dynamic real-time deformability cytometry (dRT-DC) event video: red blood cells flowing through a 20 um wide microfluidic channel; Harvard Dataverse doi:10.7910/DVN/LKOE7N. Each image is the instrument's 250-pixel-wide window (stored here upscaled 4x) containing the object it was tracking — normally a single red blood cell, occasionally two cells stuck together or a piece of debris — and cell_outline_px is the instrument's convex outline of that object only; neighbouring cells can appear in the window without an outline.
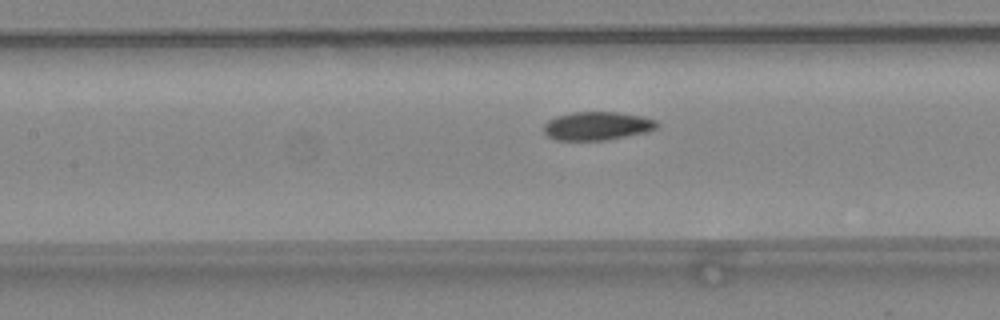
{"species": "common noctule bat (a hibernating species)", "species_latin": "Nyctalus noctula", "temperature_condition": "warm", "stored_images_in_passage": 15, "camera_frame_rate_fps": 3000, "um_per_image_px": 0.085, "animal": {"sex": "female", "body_mass_g": 24.6, "forearm_length_mm": 56.2}, "frame": {"image": 1, "passage_image": 7, "time_ms": 2.0, "image_size_px": [1000, 320], "cell_outline_px": [[660, 124], [656, 128], [648, 132], [608, 140], [556, 140], [548, 136], [544, 132], [544, 124], [548, 120], [556, 116], [572, 112], [616, 112], [644, 116], [656, 120]], "centroid_in_image_um": [50.79, 10.7], "position_along_channel_um": 156.6, "area_um2": 18.96}}
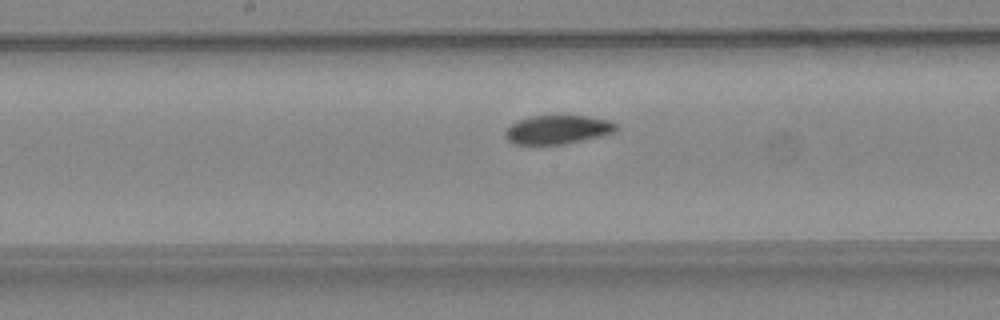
{"frame": {"image": 2, "passage_image": 10, "time_ms": 3.0, "image_size_px": [1000, 320], "cell_outline_px": [[620, 128], [616, 132], [604, 136], [564, 144], [512, 144], [504, 136], [504, 132], [512, 124], [520, 120], [532, 116], [588, 116], [608, 120], [616, 124]], "centroid_in_image_um": [47.45, 11.03], "position_along_channel_um": 200.7, "area_um2": 18.67}}
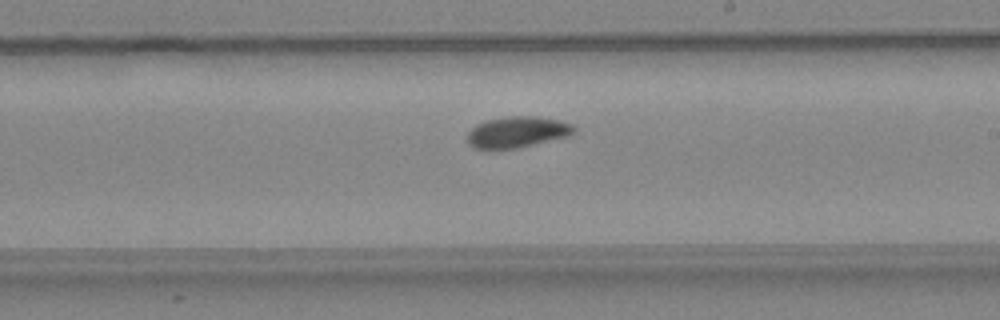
{"frame": {"image": 3, "passage_image": 13, "time_ms": 4.0, "image_size_px": [1000, 320], "cell_outline_px": [[576, 132], [568, 136], [516, 148], [488, 152], [472, 148], [468, 144], [468, 132], [476, 124], [488, 120], [508, 116], [532, 116], [560, 120], [572, 124], [576, 128]], "centroid_in_image_um": [43.91, 11.26], "position_along_channel_um": 245.1, "area_um2": 19.77}}